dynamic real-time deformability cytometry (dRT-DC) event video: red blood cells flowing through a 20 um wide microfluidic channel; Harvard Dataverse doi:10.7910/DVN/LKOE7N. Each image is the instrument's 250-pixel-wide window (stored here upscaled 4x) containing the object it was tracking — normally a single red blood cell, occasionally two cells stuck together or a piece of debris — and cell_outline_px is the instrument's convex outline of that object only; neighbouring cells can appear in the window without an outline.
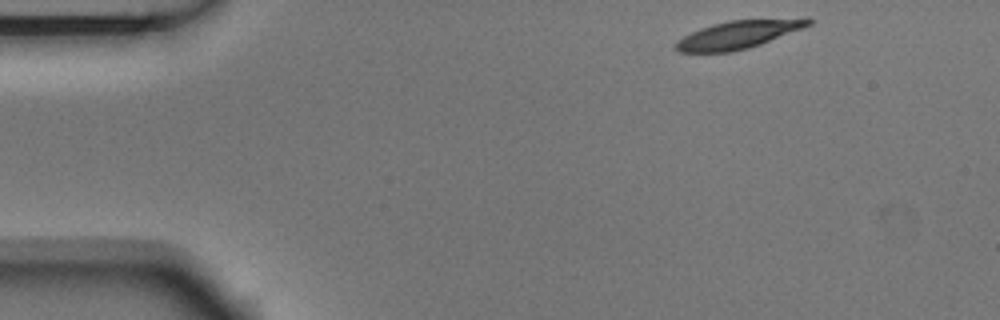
{"species": "Egyptian fruit bat (a non-hibernating species)", "species_latin": "Rousettus aegyptiacus", "temperature_condition": "room temperature", "stored_images_in_passage": 5, "camera_frame_rate_fps": 3000, "um_per_image_px": 0.085, "animal": {"sex": "male"}, "frame": {"image": 1, "passage_image": 1, "time_ms": 0.0, "image_size_px": [1000, 320], "cell_outline_px": [[812, 24], [804, 28], [760, 44], [748, 48], [732, 52], [680, 52], [676, 48], [676, 40], [700, 28], [712, 24], [728, 20], [808, 16], [812, 20]], "centroid_in_image_um": [62.87, 2.9], "position_along_channel_um": 22.1, "area_um2": 22.08}}
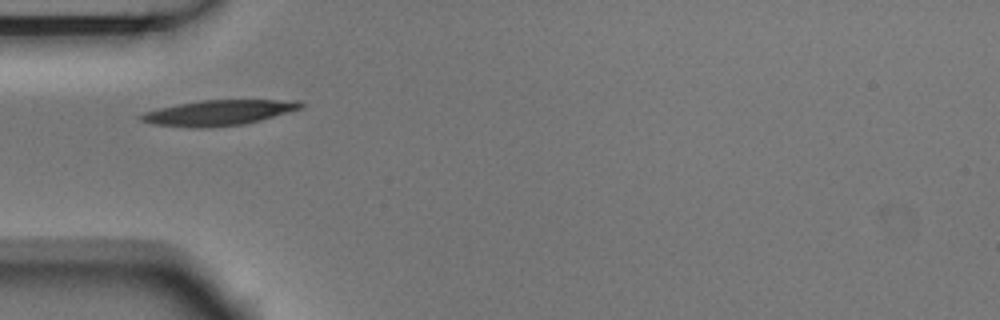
{"frame": {"image": 2, "passage_image": 4, "time_ms": 1.0, "image_size_px": [1000, 320], "cell_outline_px": [[304, 108], [260, 120], [244, 124], [212, 128], [192, 128], [152, 124], [140, 120], [136, 116], [144, 112], [156, 108], [176, 104], [200, 100], [300, 100], [304, 104]], "centroid_in_image_um": [18.55, 9.58], "position_along_channel_um": 66.5, "area_um2": 24.04}}
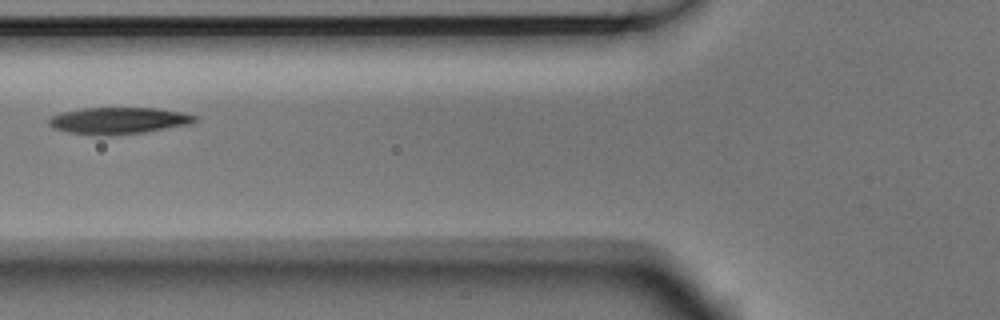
{"frame": {"image": 3, "passage_image": 5, "time_ms": 1.333, "image_size_px": [1000, 320], "cell_outline_px": [[196, 120], [192, 124], [144, 132], [108, 136], [100, 136], [68, 132], [52, 128], [48, 124], [48, 120], [52, 116], [60, 112], [84, 108], [156, 108], [180, 112], [196, 116]], "centroid_in_image_um": [10.04, 10.26], "position_along_channel_um": 115.8, "area_um2": 22.77}}